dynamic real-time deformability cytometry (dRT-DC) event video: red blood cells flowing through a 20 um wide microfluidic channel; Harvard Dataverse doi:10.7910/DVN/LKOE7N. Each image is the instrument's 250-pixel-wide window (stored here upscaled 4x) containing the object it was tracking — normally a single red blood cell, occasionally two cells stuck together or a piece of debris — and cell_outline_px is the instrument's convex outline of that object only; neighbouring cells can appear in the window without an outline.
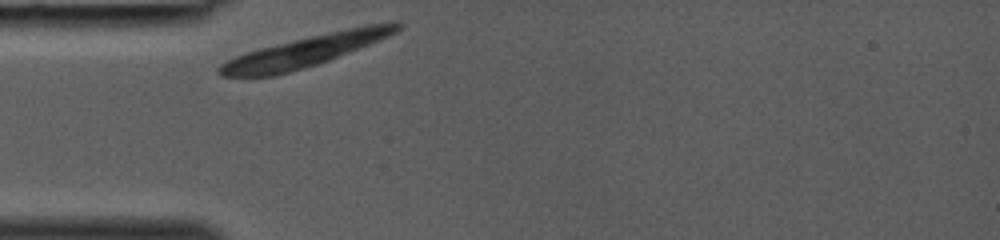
{"species": "common noctule bat (a hibernating species)", "species_latin": "Nyctalus noctula", "temperature_condition": "room temperature", "stored_images_in_passage": 24, "segment_of_instrument_passage": [1, 2], "camera_frame_rate_fps": 3000, "um_per_image_px": 0.085, "animal": {"sex": "female", "body_mass_g": 19.0, "forearm_length_mm": 53.3}, "frame": {"image": 1, "passage_image": 1, "time_ms": 0.0, "image_size_px": [1000, 240], "cell_outline_px": [[404, 24], [396, 32], [380, 40], [328, 60], [304, 68], [276, 76], [220, 76], [216, 72], [216, 68], [224, 60], [260, 48], [292, 40], [348, 28], [368, 24], [392, 20], [396, 20]], "centroid_in_image_um": [25.96, 4.33], "position_along_channel_um": 59.0, "area_um2": 32.02}}